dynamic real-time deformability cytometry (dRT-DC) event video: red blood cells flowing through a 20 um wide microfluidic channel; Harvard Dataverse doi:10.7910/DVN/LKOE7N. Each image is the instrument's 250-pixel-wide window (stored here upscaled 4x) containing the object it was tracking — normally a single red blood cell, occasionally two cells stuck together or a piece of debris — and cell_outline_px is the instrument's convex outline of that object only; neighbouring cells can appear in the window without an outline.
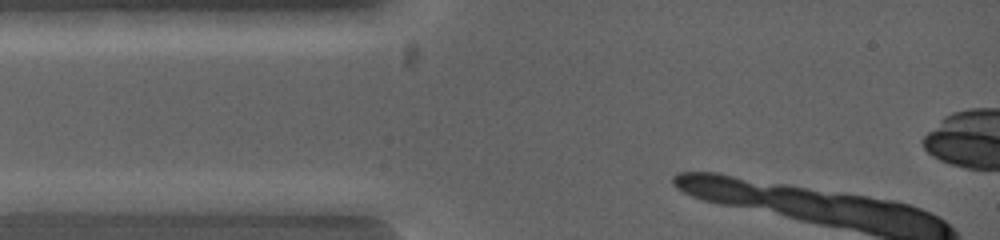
{"species": "common noctule bat (a hibernating species)", "species_latin": "Nyctalus noctula", "temperature_condition": "warm", "stored_images_in_passage": 6, "camera_frame_rate_fps": 5000, "um_per_image_px": 0.085, "animal": {"sex": "female", "body_mass_g": 19.0, "forearm_length_mm": 53.3}, "frame": {"image": 1, "passage_image": 2, "time_ms": 0.4, "image_size_px": [1000, 240], "cell_outline_px": [[308, 216], [296, 220], [160, 208], [144, 200], [156, 192], [252, 192], [308, 200]], "centroid_in_image_um": [19.83, 17.33], "position_along_channel_um": 65.2, "area_um2": 23.29}}